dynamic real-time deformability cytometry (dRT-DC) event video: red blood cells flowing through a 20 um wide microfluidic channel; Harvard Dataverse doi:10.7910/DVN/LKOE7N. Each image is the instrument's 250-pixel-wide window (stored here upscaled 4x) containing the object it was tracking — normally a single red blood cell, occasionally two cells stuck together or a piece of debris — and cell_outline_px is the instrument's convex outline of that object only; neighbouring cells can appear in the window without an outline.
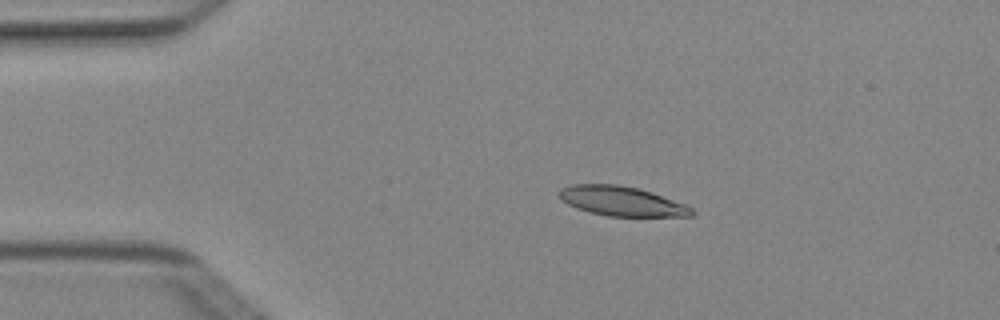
{"species": "Egyptian fruit bat (a non-hibernating species)", "species_latin": "Rousettus aegyptiacus", "temperature_condition": "cold", "stored_images_in_passage": 4, "camera_frame_rate_fps": 3000, "um_per_image_px": 0.085, "animal": {"sex": "female"}, "frame": {"image": 1, "passage_image": 3, "time_ms": 0.667, "image_size_px": [1000, 320], "cell_outline_px": [[696, 212], [692, 216], [608, 216], [588, 212], [576, 208], [560, 200], [556, 196], [556, 192], [560, 188], [572, 184], [616, 184], [636, 188], [652, 192], [684, 204], [692, 208]], "centroid_in_image_um": [52.77, 17.09], "position_along_channel_um": 32.2, "area_um2": 23.0}}